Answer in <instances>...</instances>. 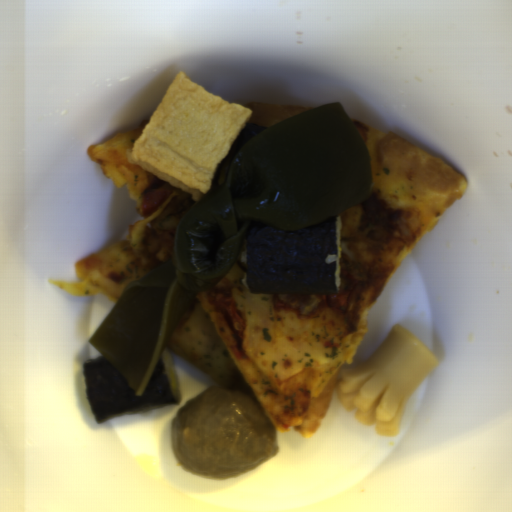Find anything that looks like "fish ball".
Returning <instances> with one entry per match:
<instances>
[{"instance_id": "obj_1", "label": "fish ball", "mask_w": 512, "mask_h": 512, "mask_svg": "<svg viewBox=\"0 0 512 512\" xmlns=\"http://www.w3.org/2000/svg\"><path fill=\"white\" fill-rule=\"evenodd\" d=\"M252 114L179 71L127 158L199 202Z\"/></svg>"}]
</instances>
